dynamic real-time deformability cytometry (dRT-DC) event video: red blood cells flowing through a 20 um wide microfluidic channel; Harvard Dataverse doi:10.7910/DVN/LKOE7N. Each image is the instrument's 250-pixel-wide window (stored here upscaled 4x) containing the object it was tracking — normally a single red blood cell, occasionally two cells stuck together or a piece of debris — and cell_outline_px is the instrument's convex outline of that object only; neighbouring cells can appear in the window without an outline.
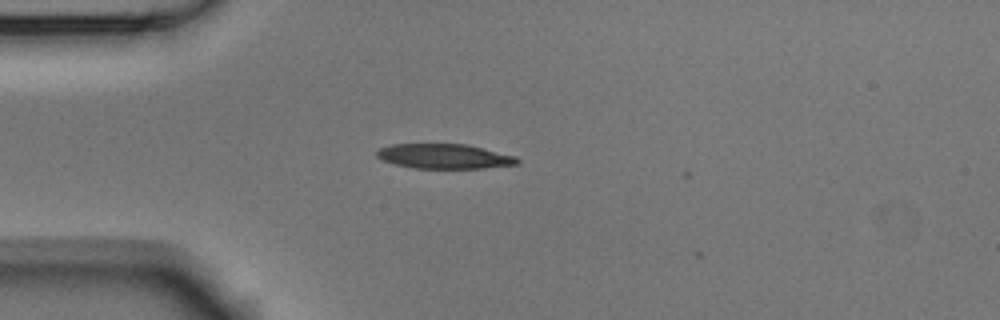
{"species": "Egyptian fruit bat (a non-hibernating species)", "species_latin": "Rousettus aegyptiacus", "temperature_condition": "room temperature", "stored_images_in_passage": 4, "camera_frame_rate_fps": 3000, "um_per_image_px": 0.085, "animal": {"sex": "male"}, "frame": {"image": 1, "passage_image": 2, "time_ms": 0.333, "image_size_px": [1000, 320], "cell_outline_px": [[520, 164], [480, 168], [412, 168], [392, 164], [376, 156], [376, 152], [380, 148], [392, 144], [468, 144], [516, 156], [520, 160]], "centroid_in_image_um": [37.78, 13.28], "position_along_channel_um": 47.2, "area_um2": 20.35}}